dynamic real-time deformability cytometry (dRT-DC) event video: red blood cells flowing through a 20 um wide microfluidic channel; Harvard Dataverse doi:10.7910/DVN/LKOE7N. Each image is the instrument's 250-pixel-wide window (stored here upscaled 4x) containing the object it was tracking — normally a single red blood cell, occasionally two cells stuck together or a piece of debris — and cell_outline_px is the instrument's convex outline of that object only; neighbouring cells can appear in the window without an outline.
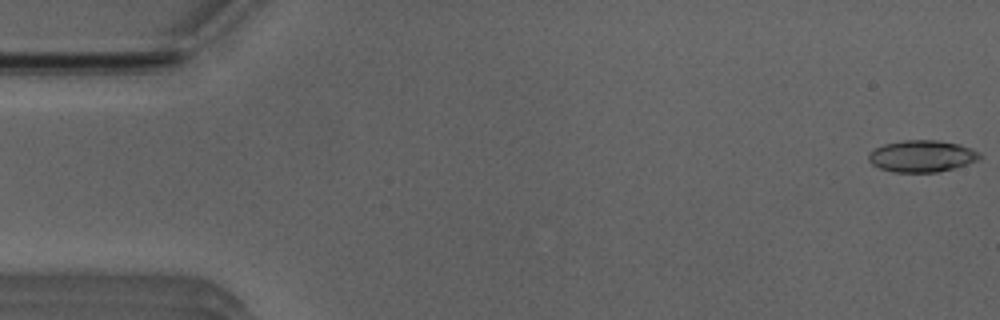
{"species": "Egyptian fruit bat (a non-hibernating species)", "species_latin": "Rousettus aegyptiacus", "temperature_condition": "room temperature", "stored_images_in_passage": 52, "camera_frame_rate_fps": 3000, "um_per_image_px": 0.085, "animal": {"sex": "male"}, "frame": {"image": 1, "passage_image": 1, "time_ms": 0.0, "image_size_px": [1000, 320], "cell_outline_px": [[980, 160], [952, 168], [936, 172], [892, 172], [880, 168], [872, 164], [868, 160], [868, 156], [876, 148], [884, 144], [904, 140], [936, 140], [960, 144], [972, 148], [980, 152]], "centroid_in_image_um": [78.38, 13.26], "position_along_channel_um": 6.6, "area_um2": 20.46}}
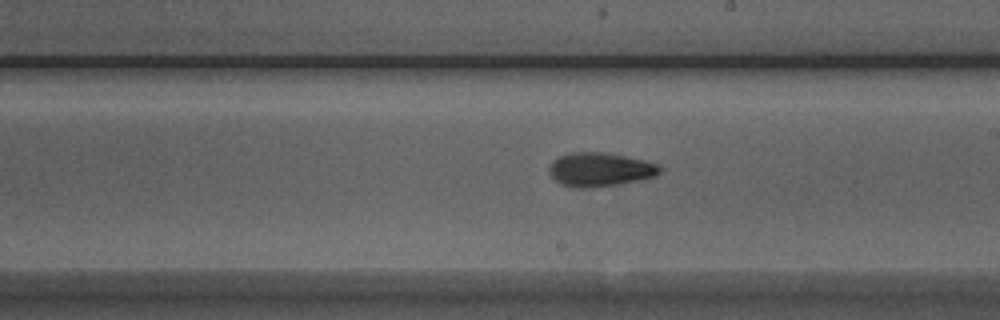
{"frame": {"image": 2, "passage_image": 29, "time_ms": 9.333, "image_size_px": [1000, 320], "cell_outline_px": [[664, 168], [656, 176], [640, 180], [616, 184], [588, 188], [576, 188], [560, 184], [552, 176], [548, 168], [552, 160], [568, 152], [600, 152], [624, 156], [644, 160], [660, 164]], "centroid_in_image_um": [51.01, 14.4], "position_along_channel_um": 238.0, "area_um2": 21.91}}
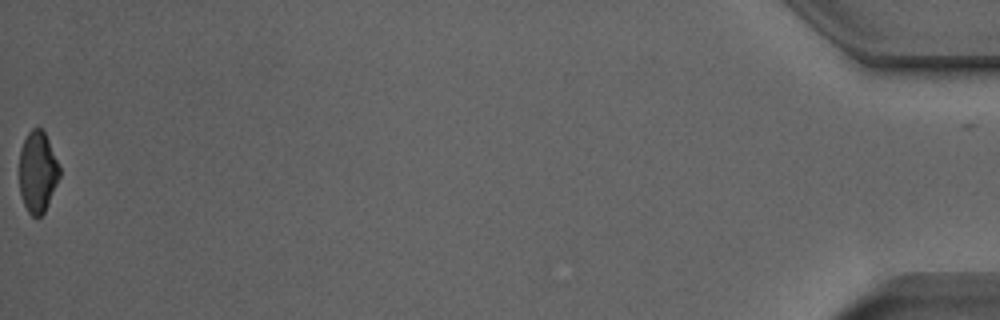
{"frame": {"image": 3, "passage_image": 52, "time_ms": 17.0, "image_size_px": [1000, 320], "cell_outline_px": [[60, 176], [44, 212], [40, 216], [32, 216], [28, 212], [24, 204], [20, 192], [20, 148], [28, 132], [32, 128], [40, 128], [44, 132], [48, 140], [60, 168]], "centroid_in_image_um": [3.19, 14.61], "position_along_channel_um": 432.0, "area_um2": 18.73}, "authors_computed_cell_mechanics": {"area_um2": 20.5479, "velocity_mm_per_s": 3.9488, "shape_relaxation_time_tau1_ms": 4.5936, "shape_relaxation_time_tau2_ms": 4.8854, "deformation_change_tau1": 0.1457, "deformation_change_tau2": 0.1172}}